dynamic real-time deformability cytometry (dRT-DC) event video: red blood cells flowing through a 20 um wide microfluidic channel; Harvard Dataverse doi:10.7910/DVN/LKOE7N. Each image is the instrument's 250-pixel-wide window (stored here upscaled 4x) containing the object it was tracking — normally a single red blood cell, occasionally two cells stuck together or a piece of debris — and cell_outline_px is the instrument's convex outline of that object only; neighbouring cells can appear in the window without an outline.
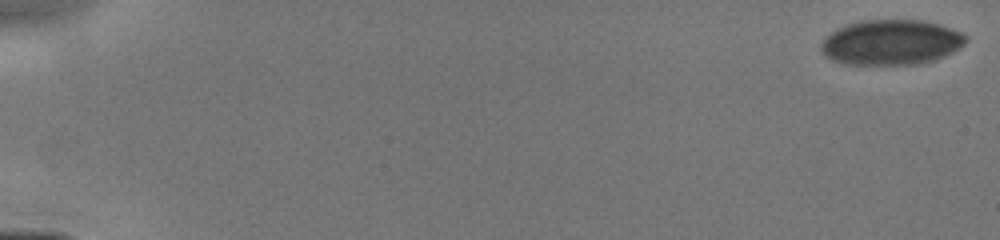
{"species": "human", "species_latin": "Homo sapiens", "temperature_condition": "cold", "stored_images_in_passage": 49, "camera_frame_rate_fps": 3000, "um_per_image_px": 0.085, "donor": {"sex": "male"}, "frame": {"image": 1, "passage_image": 1, "time_ms": 0.0, "image_size_px": [1000, 240], "cell_outline_px": [[968, 36], [964, 44], [952, 52], [944, 56], [932, 60], [912, 64], [848, 64], [832, 60], [824, 56], [820, 48], [820, 44], [836, 28], [848, 24], [864, 20], [924, 20], [940, 24], [960, 32]], "centroid_in_image_um": [75.74, 3.59], "position_along_channel_um": 9.3, "area_um2": 37.86}}
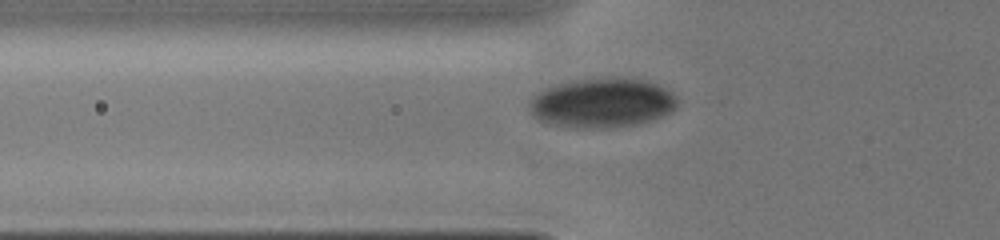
{"frame": {"image": 2, "passage_image": 23, "time_ms": 5.667, "image_size_px": [1000, 240], "cell_outline_px": [[676, 108], [672, 112], [652, 120], [640, 124], [612, 128], [560, 128], [544, 124], [536, 120], [528, 112], [528, 100], [532, 96], [544, 88], [572, 80], [620, 76], [648, 80], [664, 88], [676, 96]], "centroid_in_image_um": [51.1, 8.76], "position_along_channel_um": 74.7, "area_um2": 44.1}}
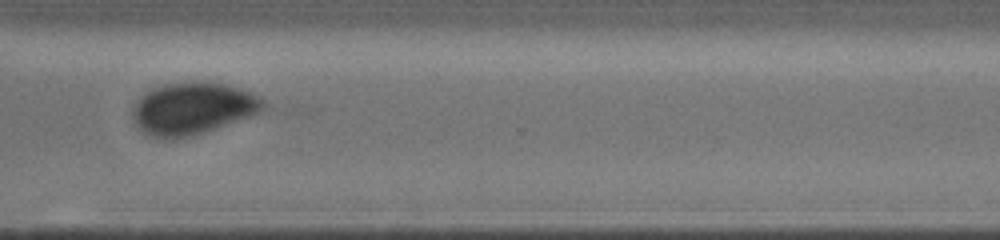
{"frame": {"image": 3, "passage_image": 48, "time_ms": 12.0, "image_size_px": [1000, 240], "cell_outline_px": [[268, 108], [260, 112], [204, 132], [192, 136], [176, 140], [164, 140], [148, 136], [136, 124], [132, 112], [136, 104], [152, 88], [164, 84], [188, 80], [196, 80], [228, 84], [252, 92], [260, 96], [268, 104]], "centroid_in_image_um": [16.43, 9.21], "position_along_channel_um": 354.2, "area_um2": 40.11}}